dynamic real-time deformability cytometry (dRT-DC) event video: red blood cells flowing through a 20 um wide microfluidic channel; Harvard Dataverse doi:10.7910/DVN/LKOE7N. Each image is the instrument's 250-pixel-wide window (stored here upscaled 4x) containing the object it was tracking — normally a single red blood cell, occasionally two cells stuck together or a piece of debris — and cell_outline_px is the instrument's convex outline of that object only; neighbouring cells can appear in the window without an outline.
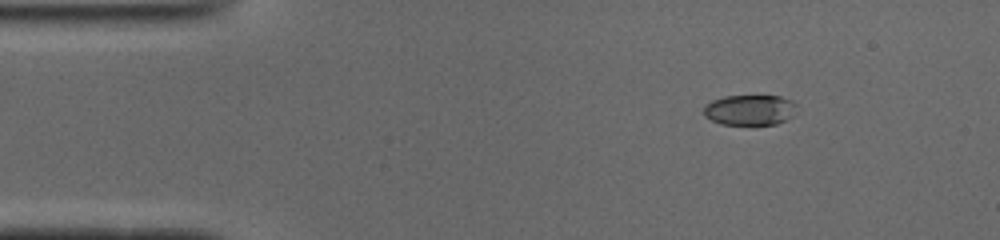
{"species": "common noctule bat (a hibernating species)", "species_latin": "Nyctalus noctula", "temperature_condition": "cold", "stored_images_in_passage": 46, "camera_frame_rate_fps": 3000, "um_per_image_px": 0.085, "animal": {"sex": "male", "body_mass_g": 19.0, "forearm_length_mm": 50.8}, "frame": {"image": 1, "passage_image": 2, "time_ms": 0.333, "image_size_px": [1000, 240], "cell_outline_px": [[796, 104], [792, 116], [788, 120], [776, 124], [720, 124], [704, 116], [704, 104], [712, 100], [724, 96], [780, 96], [792, 100]], "centroid_in_image_um": [63.72, 9.34], "position_along_channel_um": 21.3, "area_um2": 16.53}}
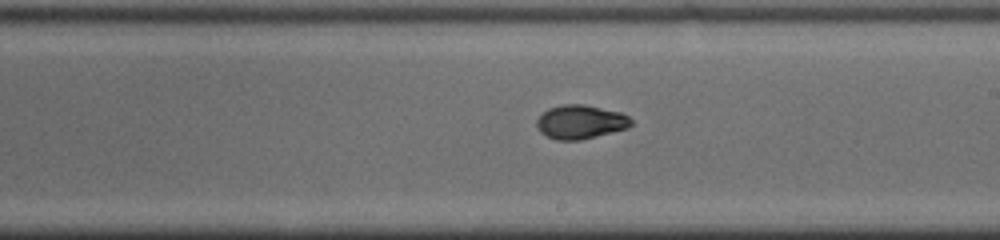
{"frame": {"image": 2, "passage_image": 24, "time_ms": 7.667, "image_size_px": [1000, 240], "cell_outline_px": [[632, 124], [628, 128], [580, 140], [556, 140], [540, 132], [536, 128], [536, 120], [548, 108], [564, 104], [584, 104], [620, 112], [628, 116], [632, 120]], "centroid_in_image_um": [49.33, 10.36], "position_along_channel_um": 239.7, "area_um2": 18.61}}
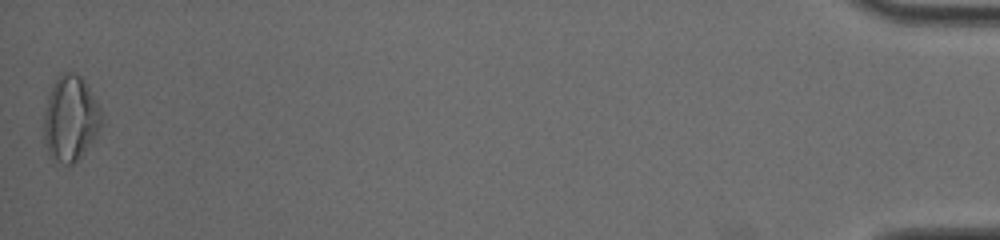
{"frame": {"image": 3, "passage_image": 46, "time_ms": 15.0, "image_size_px": [1000, 240], "cell_outline_px": [[100, 124], [92, 140], [84, 152], [72, 164], [64, 164], [52, 156], [48, 152], [44, 136], [44, 112], [48, 96], [52, 84], [60, 72], [76, 72], [84, 80], [96, 100], [100, 108]], "centroid_in_image_um": [5.96, 10.01], "position_along_channel_um": 429.2, "area_um2": 28.09}, "authors_computed_cell_mechanics": {"area_um2": 18.2937, "velocity_mm_per_s": 3.936, "shape_relaxation_time_tau1_ms": 10.0115, "shape_relaxation_time_tau2_ms": 1.6065, "deformation_change_tau1": 0.2816, "deformation_change_tau2": 0.0471}}